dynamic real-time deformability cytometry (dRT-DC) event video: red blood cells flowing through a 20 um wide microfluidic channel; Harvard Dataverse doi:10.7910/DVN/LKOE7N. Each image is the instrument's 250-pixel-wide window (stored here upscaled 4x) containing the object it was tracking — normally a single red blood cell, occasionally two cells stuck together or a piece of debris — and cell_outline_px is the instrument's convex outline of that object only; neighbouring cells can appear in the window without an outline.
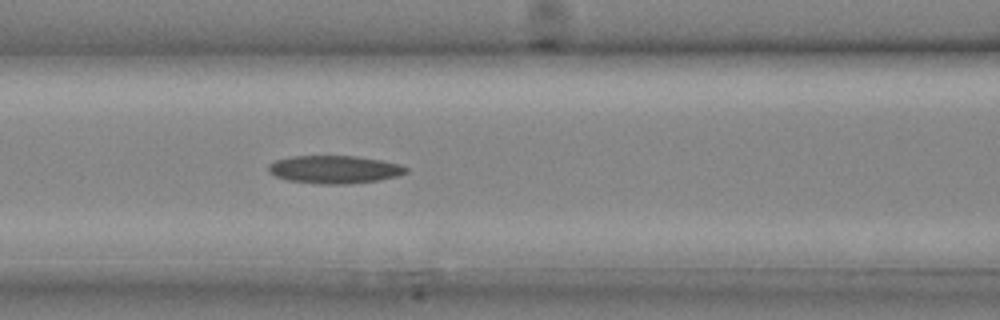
{"species": "common noctule bat (a hibernating species)", "species_latin": "Nyctalus noctula", "temperature_condition": "cold", "stored_images_in_passage": 9, "camera_frame_rate_fps": 3000, "um_per_image_px": 0.085, "animal": {"sex": "male", "body_mass_g": 20.4}, "frame": {"image": 1, "passage_image": 9, "time_ms": 2.667, "image_size_px": [1000, 320], "cell_outline_px": [[408, 172], [396, 176], [376, 180], [344, 184], [320, 184], [288, 180], [276, 176], [268, 172], [268, 164], [276, 160], [292, 156], [356, 156], [380, 160], [400, 164], [408, 168]], "centroid_in_image_um": [28.4, 14.4], "position_along_channel_um": 138.2, "area_um2": 22.2}}